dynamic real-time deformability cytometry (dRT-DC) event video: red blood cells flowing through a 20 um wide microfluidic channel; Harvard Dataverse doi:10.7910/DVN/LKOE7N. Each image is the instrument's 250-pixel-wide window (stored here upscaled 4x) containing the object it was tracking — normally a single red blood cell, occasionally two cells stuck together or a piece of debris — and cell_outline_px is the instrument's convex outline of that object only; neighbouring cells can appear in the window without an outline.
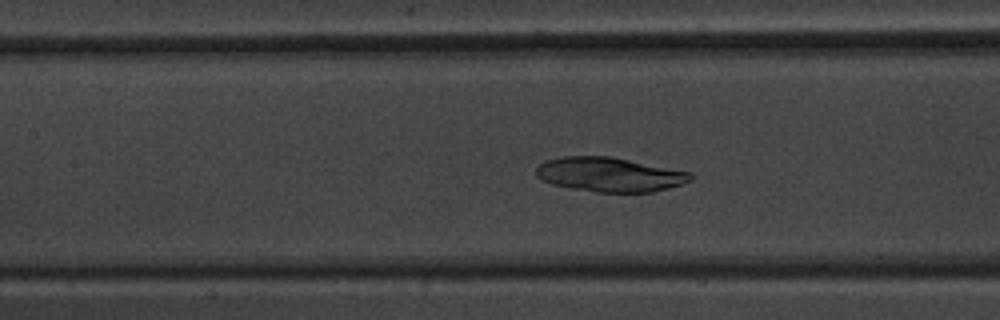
{"species": "common noctule bat (a hibernating species)", "species_latin": "Nyctalus noctula", "temperature_condition": "warm", "stored_images_in_passage": 51, "camera_frame_rate_fps": 3000, "um_per_image_px": 0.085, "animal": {"sex": "male", "body_mass_g": 20.1, "forearm_length_mm": 53.5}, "frame": {"image": 1, "passage_image": 23, "time_ms": 7.333, "image_size_px": [1000, 320], "cell_outline_px": [[696, 176], [692, 180], [668, 188], [652, 192], [596, 192], [568, 188], [552, 184], [540, 180], [536, 176], [536, 168], [544, 160], [560, 156], [612, 156], [692, 172]], "centroid_in_image_um": [51.81, 14.83], "position_along_channel_um": 155.6, "area_um2": 31.39}}
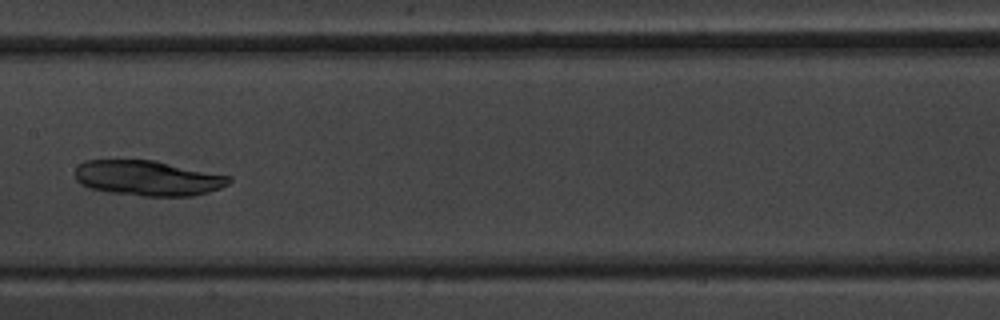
{"frame": {"image": 2, "passage_image": 26, "time_ms": 8.333, "image_size_px": [1000, 320], "cell_outline_px": [[232, 180], [228, 184], [220, 188], [208, 192], [192, 196], [144, 196], [108, 192], [88, 188], [80, 184], [76, 180], [76, 168], [84, 160], [156, 160], [232, 176]], "centroid_in_image_um": [12.58, 15.14], "position_along_channel_um": 194.8, "area_um2": 31.85}}
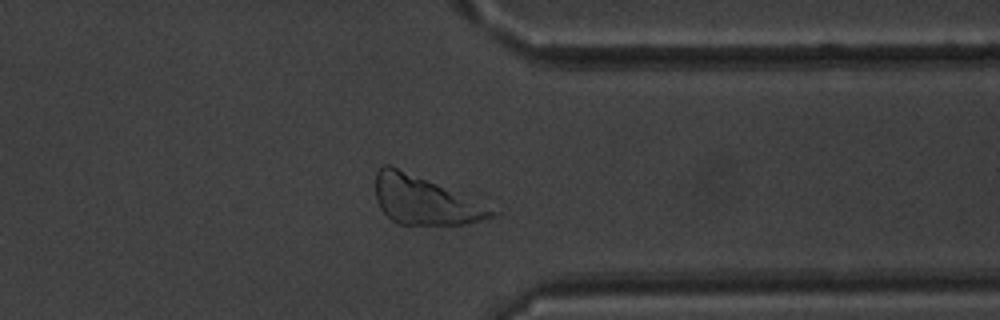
{"frame": {"image": 3, "passage_image": 40, "time_ms": 13.0, "image_size_px": [1000, 320], "cell_outline_px": [[500, 212], [492, 216], [464, 224], [400, 224], [392, 220], [380, 208], [376, 200], [376, 172], [384, 164], [392, 164]], "centroid_in_image_um": [36.01, 17.01], "position_along_channel_um": 375.4, "area_um2": 31.85}}